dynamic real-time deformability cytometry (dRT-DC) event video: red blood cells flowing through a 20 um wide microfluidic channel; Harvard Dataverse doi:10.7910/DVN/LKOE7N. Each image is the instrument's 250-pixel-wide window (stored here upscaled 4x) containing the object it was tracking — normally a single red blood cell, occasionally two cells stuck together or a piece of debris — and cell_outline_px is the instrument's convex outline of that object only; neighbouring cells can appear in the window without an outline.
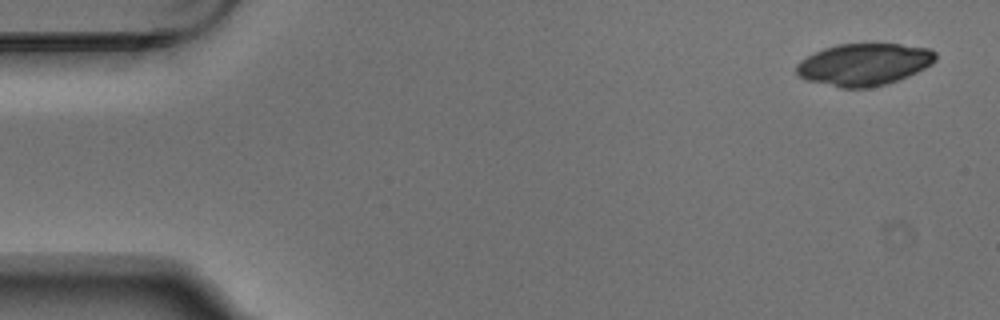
{"species": "Egyptian fruit bat (a non-hibernating species)", "species_latin": "Rousettus aegyptiacus", "temperature_condition": "warm", "stored_images_in_passage": 4, "camera_frame_rate_fps": 3000, "um_per_image_px": 0.085, "animal": {"sex": "male"}, "frame": {"image": 1, "passage_image": 1, "time_ms": 0.0, "image_size_px": [1000, 320], "cell_outline_px": [[936, 60], [932, 64], [908, 76], [884, 84], [868, 88], [840, 88], [804, 80], [796, 72], [796, 64], [800, 60], [824, 48], [836, 44], [900, 44], [928, 48], [936, 52]], "centroid_in_image_um": [73.42, 5.48], "position_along_channel_um": 11.6, "area_um2": 34.1}}
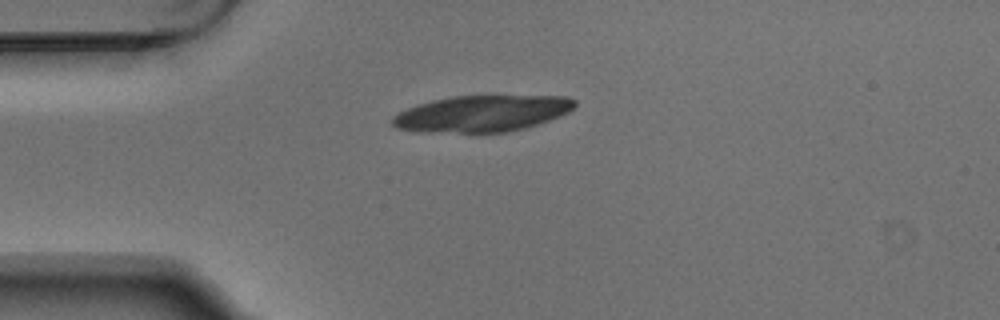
{"frame": {"image": 2, "passage_image": 4, "time_ms": 1.0, "image_size_px": [1000, 320], "cell_outline_px": [[576, 104], [568, 112], [560, 116], [524, 128], [508, 132], [424, 132], [396, 128], [392, 124], [392, 116], [408, 108], [432, 100], [452, 96], [568, 96], [576, 100]], "centroid_in_image_um": [40.97, 9.65], "position_along_channel_um": 44.0, "area_um2": 38.38}}